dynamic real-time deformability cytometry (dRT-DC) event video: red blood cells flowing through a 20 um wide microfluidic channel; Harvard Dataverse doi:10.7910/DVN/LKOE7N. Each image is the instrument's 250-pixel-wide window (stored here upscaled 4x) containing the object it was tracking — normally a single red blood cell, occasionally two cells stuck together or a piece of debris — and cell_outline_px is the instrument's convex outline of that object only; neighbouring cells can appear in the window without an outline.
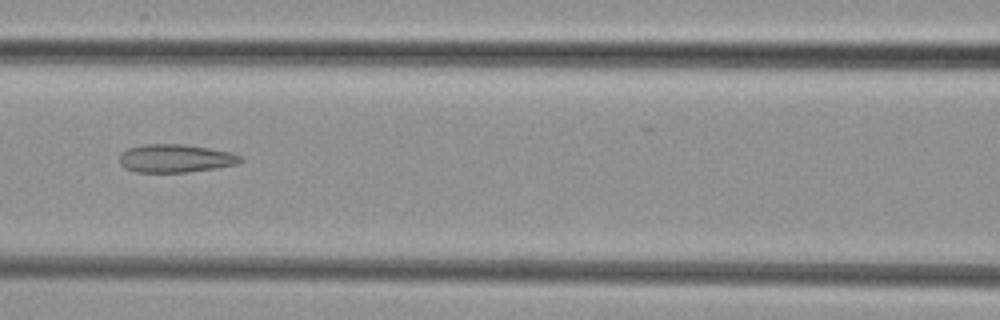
{"species": "common noctule bat (a hibernating species)", "species_latin": "Nyctalus noctula", "temperature_condition": "cold", "stored_images_in_passage": 7, "camera_frame_rate_fps": 3000, "um_per_image_px": 0.085, "animal": {"sex": "female", "body_mass_g": 29.2, "forearm_length_mm": 56.3}, "frame": {"image": 1, "passage_image": 7, "time_ms": 8.0, "image_size_px": [1000, 320], "cell_outline_px": [[244, 160], [240, 164], [216, 168], [188, 172], [136, 172], [124, 168], [120, 164], [120, 152], [128, 148], [140, 144], [184, 144], [232, 152], [240, 156]], "centroid_in_image_um": [14.92, 13.46], "position_along_channel_um": 151.7, "area_um2": 20.11}}